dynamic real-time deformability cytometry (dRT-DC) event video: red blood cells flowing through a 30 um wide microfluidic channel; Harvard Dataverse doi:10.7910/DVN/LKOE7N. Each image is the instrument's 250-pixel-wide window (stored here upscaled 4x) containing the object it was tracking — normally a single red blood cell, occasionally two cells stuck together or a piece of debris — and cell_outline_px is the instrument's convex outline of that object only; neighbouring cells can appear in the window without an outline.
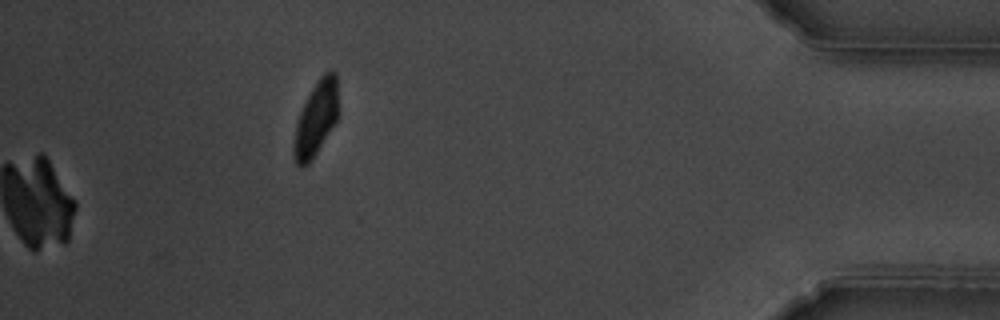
{"species": "common noctule bat (a hibernating species)", "species_latin": "Nyctalus noctula", "temperature_condition": "cold", "stored_images_in_passage": 55, "camera_frame_rate_fps": 3000, "um_per_image_px": 0.085, "animal": {"sex": "male", "body_mass_g": 19.5, "forearm_length_mm": 54.6}, "frame": {"image": 1, "passage_image": 55, "time_ms": 18.0, "image_size_px": [1000, 320], "cell_outline_px": [[336, 120], [316, 152], [308, 164], [300, 168], [296, 164], [292, 152], [292, 144], [296, 124], [300, 112], [312, 88], [320, 76], [324, 72], [336, 72]], "centroid_in_image_um": [26.8, 10.13], "position_along_channel_um": 408.4, "area_um2": 18.67}}